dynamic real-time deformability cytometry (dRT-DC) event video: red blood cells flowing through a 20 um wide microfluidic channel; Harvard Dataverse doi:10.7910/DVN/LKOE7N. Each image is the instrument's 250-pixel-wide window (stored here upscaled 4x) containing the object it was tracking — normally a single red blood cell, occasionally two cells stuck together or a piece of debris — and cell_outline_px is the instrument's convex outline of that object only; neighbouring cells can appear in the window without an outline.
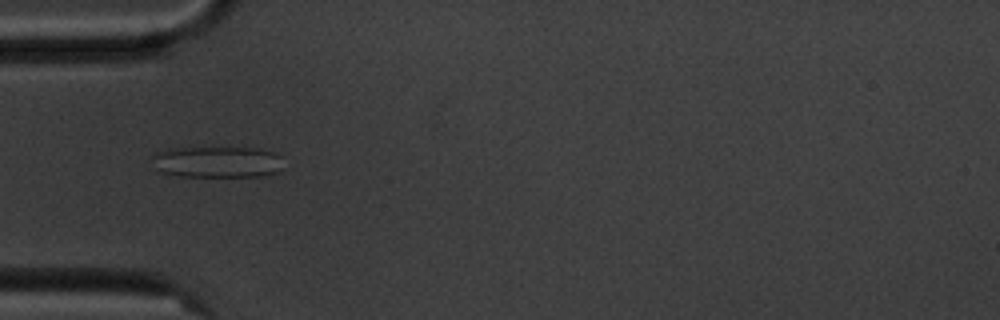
{"species": "common noctule bat (a hibernating species)", "species_latin": "Nyctalus noctula", "temperature_condition": "cold", "stored_images_in_passage": 12, "camera_frame_rate_fps": 3000, "um_per_image_px": 0.085, "animal": {"sex": "male", "body_mass_g": 20.1, "forearm_length_mm": 53.5}, "frame": {"image": 1, "passage_image": 3, "time_ms": 0.667, "image_size_px": [1000, 320], "cell_outline_px": [[280, 172], [260, 176], [180, 176], [156, 172], [152, 156], [156, 152], [168, 148], [260, 148], [276, 152], [280, 156]], "centroid_in_image_um": [18.43, 13.76], "position_along_channel_um": 66.6, "area_um2": 24.16}}
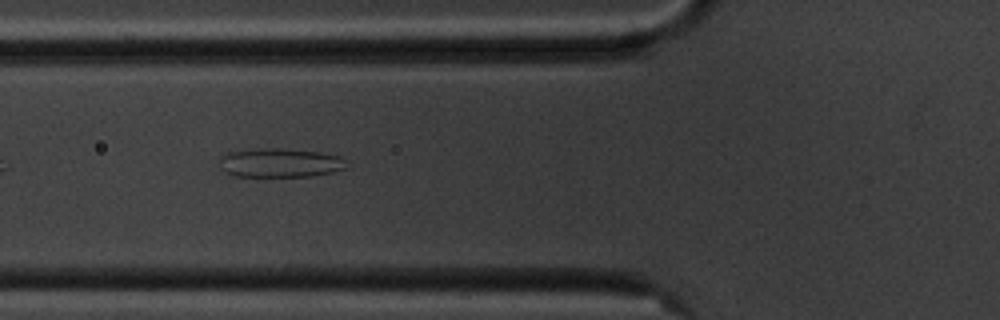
{"frame": {"image": 2, "passage_image": 6, "time_ms": 1.667, "image_size_px": [1000, 320], "cell_outline_px": [[348, 168], [332, 172], [308, 176], [232, 176], [224, 172], [220, 168], [220, 156], [224, 152], [260, 148], [280, 148], [320, 152], [340, 156], [344, 160]], "centroid_in_image_um": [23.75, 13.83], "position_along_channel_um": 102.1, "area_um2": 21.68}}